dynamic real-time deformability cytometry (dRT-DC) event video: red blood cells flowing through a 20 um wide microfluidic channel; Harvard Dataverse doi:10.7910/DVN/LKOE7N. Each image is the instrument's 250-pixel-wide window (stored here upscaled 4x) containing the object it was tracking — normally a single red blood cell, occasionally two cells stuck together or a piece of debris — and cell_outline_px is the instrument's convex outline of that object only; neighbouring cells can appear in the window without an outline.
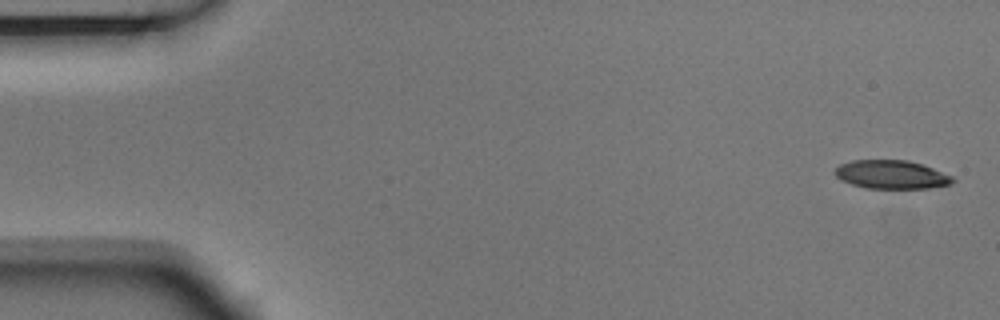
{"species": "Egyptian fruit bat (a non-hibernating species)", "species_latin": "Rousettus aegyptiacus", "temperature_condition": "room temperature", "stored_images_in_passage": 4, "camera_frame_rate_fps": 3000, "um_per_image_px": 0.085, "animal": {"sex": "male"}, "frame": {"image": 1, "passage_image": 1, "time_ms": 0.0, "image_size_px": [1000, 320], "cell_outline_px": [[956, 180], [952, 184], [928, 188], [868, 188], [852, 184], [840, 180], [832, 172], [840, 164], [852, 160], [908, 160], [932, 168], [952, 176]], "centroid_in_image_um": [75.75, 14.83], "position_along_channel_um": 9.2, "area_um2": 19.54}}
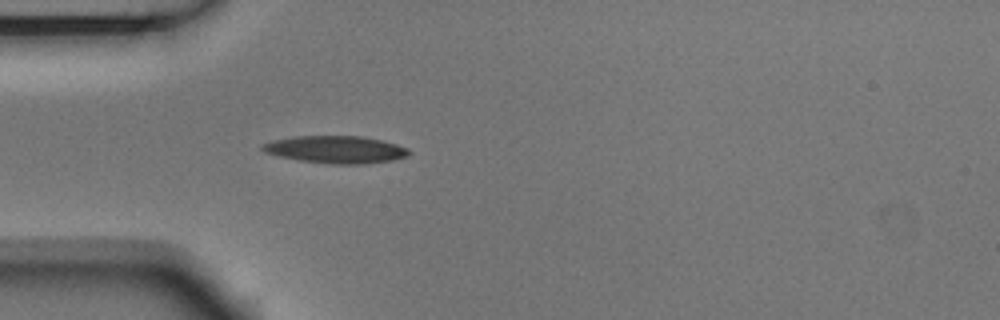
{"frame": {"image": 2, "passage_image": 4, "time_ms": 1.0, "image_size_px": [1000, 320], "cell_outline_px": [[412, 152], [408, 156], [392, 160], [360, 164], [332, 164], [300, 160], [280, 156], [264, 152], [260, 148], [260, 144], [272, 140], [292, 136], [364, 136], [396, 144], [408, 148]], "centroid_in_image_um": [28.52, 12.7], "position_along_channel_um": 56.5, "area_um2": 23.41}}